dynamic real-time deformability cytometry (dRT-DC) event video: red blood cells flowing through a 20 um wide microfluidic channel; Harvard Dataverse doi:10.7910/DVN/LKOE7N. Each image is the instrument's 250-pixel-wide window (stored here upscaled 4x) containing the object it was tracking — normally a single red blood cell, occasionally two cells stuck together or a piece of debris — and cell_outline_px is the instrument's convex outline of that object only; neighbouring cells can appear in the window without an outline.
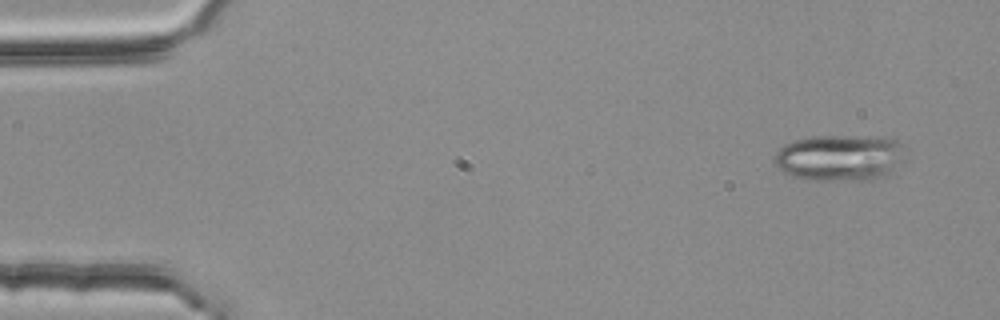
{"species": "common noctule bat (a hibernating species)", "species_latin": "Nyctalus noctula", "temperature_condition": "room temperature", "stored_images_in_passage": 6, "camera_frame_rate_fps": 3000, "um_per_image_px": 0.085, "animal": {"sex": "female", "body_mass_g": 25.1}, "frame": {"image": 1, "passage_image": 1, "time_ms": 0.0, "image_size_px": [1000, 320], "cell_outline_px": [[900, 160], [888, 176], [872, 180], [804, 180], [792, 176], [784, 172], [772, 160], [776, 152], [784, 144], [796, 140], [816, 136], [884, 136], [896, 140], [900, 144]], "centroid_in_image_um": [71.33, 13.41], "position_along_channel_um": 13.7, "area_um2": 35.26}}
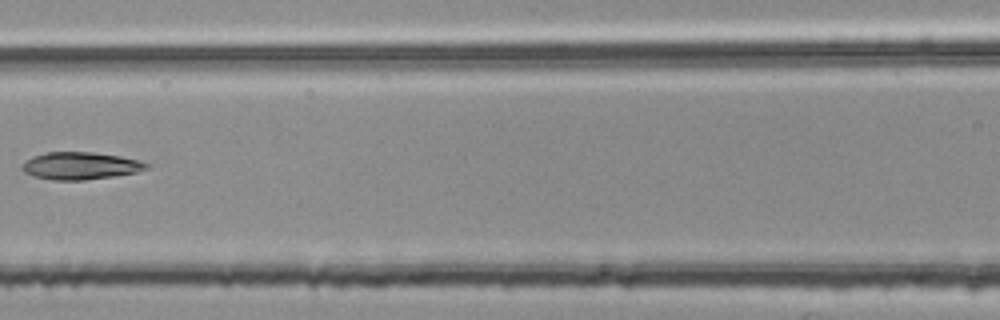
{"frame": {"image": 2, "passage_image": 6, "time_ms": 1.667, "image_size_px": [1000, 320], "cell_outline_px": [[148, 168], [136, 172], [112, 176], [84, 180], [52, 180], [32, 176], [24, 172], [20, 168], [32, 156], [44, 152], [92, 152], [120, 156], [140, 160], [148, 164]], "centroid_in_image_um": [6.81, 14.09], "position_along_channel_um": 159.8, "area_um2": 19.77}}